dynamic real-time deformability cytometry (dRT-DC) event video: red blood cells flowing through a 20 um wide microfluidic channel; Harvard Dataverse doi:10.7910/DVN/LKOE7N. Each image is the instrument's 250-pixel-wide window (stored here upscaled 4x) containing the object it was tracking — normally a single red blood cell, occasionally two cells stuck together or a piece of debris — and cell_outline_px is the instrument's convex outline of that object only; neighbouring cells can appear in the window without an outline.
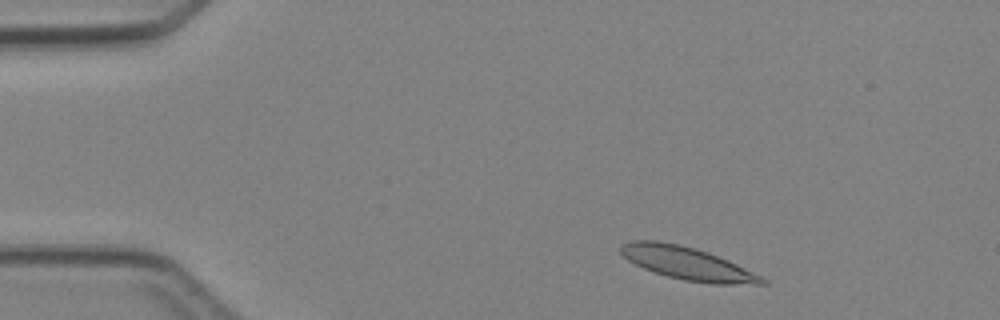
{"species": "Egyptian fruit bat (a non-hibernating species)", "species_latin": "Rousettus aegyptiacus", "temperature_condition": "cold", "stored_images_in_passage": 4, "camera_frame_rate_fps": 3000, "um_per_image_px": 0.085, "animal": {"sex": "female"}, "frame": {"image": 1, "passage_image": 4, "time_ms": 3.667, "image_size_px": [1000, 320], "cell_outline_px": [[768, 284], [712, 284], [684, 280], [668, 276], [644, 268], [628, 260], [620, 252], [620, 244], [632, 240], [656, 240], [680, 244], [708, 252], [728, 260], [768, 280]], "centroid_in_image_um": [58.4, 22.37], "position_along_channel_um": 26.6, "area_um2": 26.82}}